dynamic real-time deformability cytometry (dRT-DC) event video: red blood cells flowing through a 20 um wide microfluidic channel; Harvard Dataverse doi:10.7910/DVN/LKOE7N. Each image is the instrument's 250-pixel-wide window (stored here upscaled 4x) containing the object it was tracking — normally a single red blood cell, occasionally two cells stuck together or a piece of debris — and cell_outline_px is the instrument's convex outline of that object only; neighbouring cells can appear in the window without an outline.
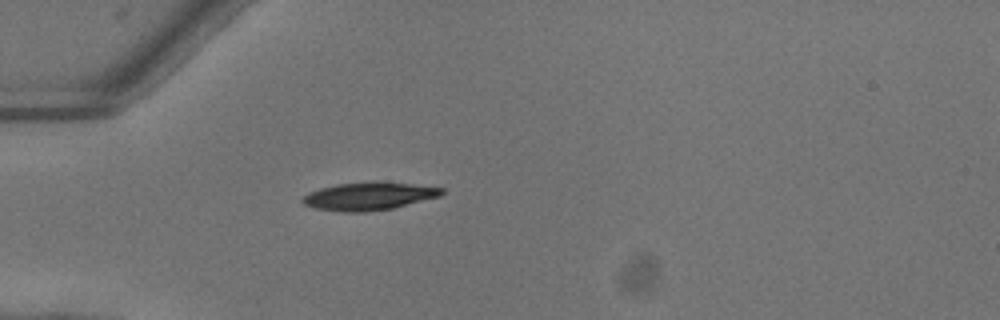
{"species": "common noctule bat (a hibernating species)", "species_latin": "Nyctalus noctula", "temperature_condition": "warm", "stored_images_in_passage": 37, "camera_frame_rate_fps": 3000, "um_per_image_px": 0.085, "animal": {"sex": "female"}, "frame": {"image": 1, "passage_image": 1, "time_ms": 0.0, "image_size_px": [1000, 320], "cell_outline_px": [[444, 192], [440, 196], [392, 208], [364, 212], [344, 212], [316, 208], [304, 204], [300, 200], [308, 192], [320, 188], [336, 184], [376, 180], [412, 184], [444, 188]], "centroid_in_image_um": [31.34, 16.65], "position_along_channel_um": 53.7, "area_um2": 22.72}}
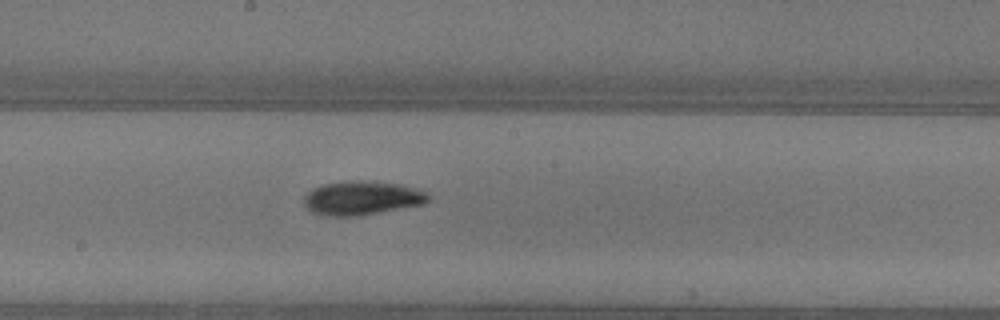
{"frame": {"image": 2, "passage_image": 14, "time_ms": 4.333, "image_size_px": [1000, 320], "cell_outline_px": [[432, 196], [424, 204], [356, 216], [328, 216], [312, 212], [304, 204], [304, 196], [312, 188], [324, 184], [348, 180], [360, 180], [400, 184], [416, 188], [428, 192]], "centroid_in_image_um": [30.78, 16.82], "position_along_channel_um": 217.4, "area_um2": 24.62}}
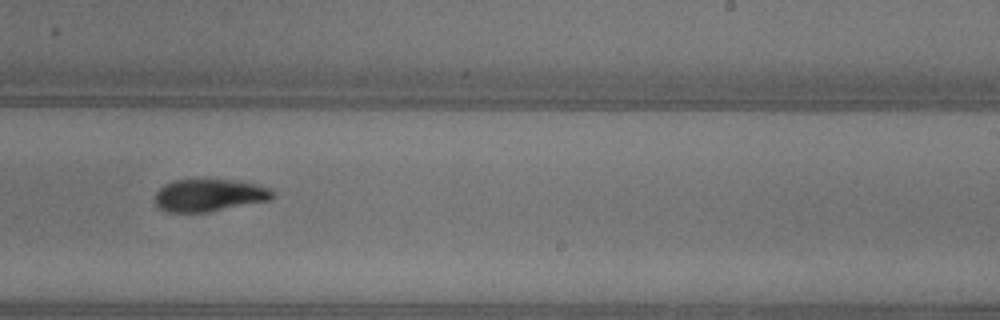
{"frame": {"image": 3, "passage_image": 18, "time_ms": 5.667, "image_size_px": [1000, 320], "cell_outline_px": [[276, 196], [272, 200], [204, 212], [168, 212], [160, 208], [156, 204], [156, 192], [164, 184], [176, 180], [240, 180], [272, 188], [276, 192]], "centroid_in_image_um": [17.86, 16.59], "position_along_channel_um": 271.1, "area_um2": 22.25}, "authors_computed_cell_mechanics": {"area_um2": 22.6576, "velocity_mm_per_s": 4.0651, "shape_relaxation_time_tau1_ms": 2.9816, "shape_relaxation_time_tau2_ms": 3.7648, "deformation_change_tau1": 0.1531, "deformation_change_tau2": 0.0876}}